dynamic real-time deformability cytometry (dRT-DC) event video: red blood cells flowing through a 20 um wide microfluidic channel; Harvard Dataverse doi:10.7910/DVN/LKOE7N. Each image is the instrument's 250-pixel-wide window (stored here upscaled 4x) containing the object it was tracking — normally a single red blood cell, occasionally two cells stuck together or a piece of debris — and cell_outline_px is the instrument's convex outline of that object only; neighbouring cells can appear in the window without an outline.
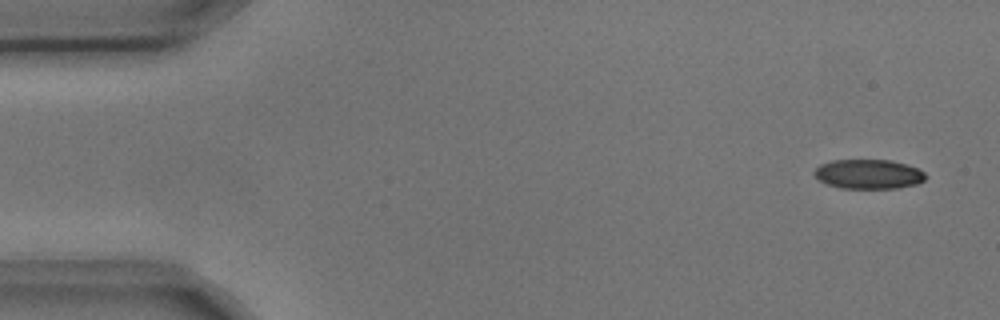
{"species": "common noctule bat (a hibernating species)", "species_latin": "Nyctalus noctula", "temperature_condition": "cold", "stored_images_in_passage": 3, "camera_frame_rate_fps": 3000, "um_per_image_px": 0.085, "animal": {"sex": "male", "body_mass_g": 17.9, "forearm_length_mm": 54.2}, "frame": {"image": 1, "passage_image": 1, "time_ms": 0.0, "image_size_px": [1000, 320], "cell_outline_px": [[928, 176], [924, 180], [916, 184], [900, 188], [840, 188], [828, 184], [820, 180], [812, 172], [820, 164], [832, 160], [892, 160], [908, 164], [924, 172]], "centroid_in_image_um": [73.85, 14.79], "position_along_channel_um": 11.2, "area_um2": 19.19}}